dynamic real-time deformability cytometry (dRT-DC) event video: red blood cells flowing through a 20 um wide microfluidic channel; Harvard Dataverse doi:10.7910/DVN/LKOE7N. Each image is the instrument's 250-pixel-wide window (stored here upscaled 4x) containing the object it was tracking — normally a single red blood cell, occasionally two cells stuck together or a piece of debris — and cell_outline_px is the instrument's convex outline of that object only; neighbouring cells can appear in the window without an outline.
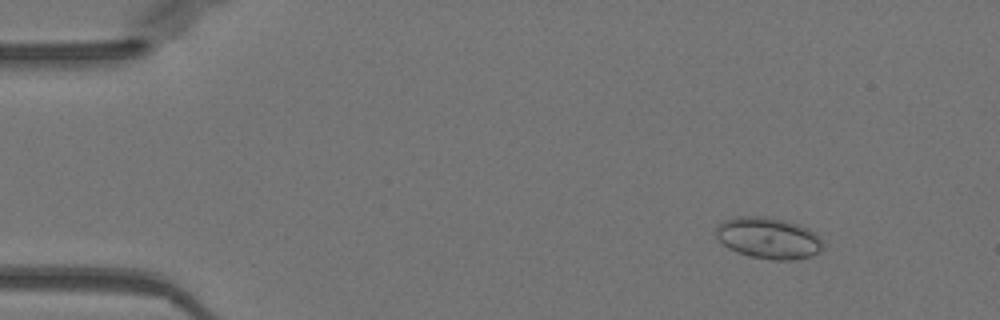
{"species": "Egyptian fruit bat (a non-hibernating species)", "species_latin": "Rousettus aegyptiacus", "temperature_condition": "warm", "stored_images_in_passage": 19, "camera_frame_rate_fps": 3000, "um_per_image_px": 0.085, "animal": {"sex": "female"}, "frame": {"image": 1, "passage_image": 1, "time_ms": 0.0, "image_size_px": [1000, 320], "cell_outline_px": [[820, 252], [812, 256], [792, 260], [772, 260], [752, 256], [736, 252], [728, 248], [716, 236], [716, 228], [724, 220], [736, 216], [764, 216], [784, 220], [800, 224], [808, 228], [820, 240]], "centroid_in_image_um": [65.29, 20.23], "position_along_channel_um": 19.7, "area_um2": 25.55}}
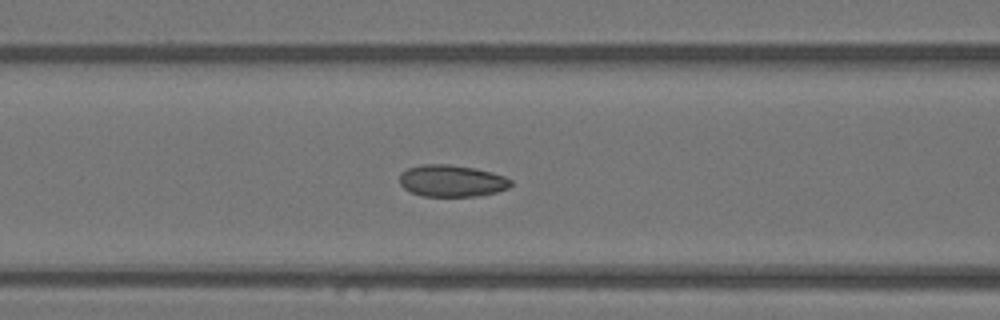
{"frame": {"image": 2, "passage_image": 16, "time_ms": 5.0, "image_size_px": [1000, 320], "cell_outline_px": [[512, 184], [508, 188], [496, 192], [480, 196], [420, 196], [404, 188], [400, 184], [400, 176], [408, 168], [420, 164], [448, 164], [476, 168], [492, 172], [504, 176], [512, 180]], "centroid_in_image_um": [38.42, 15.37], "position_along_channel_um": 128.2, "area_um2": 20.69}}
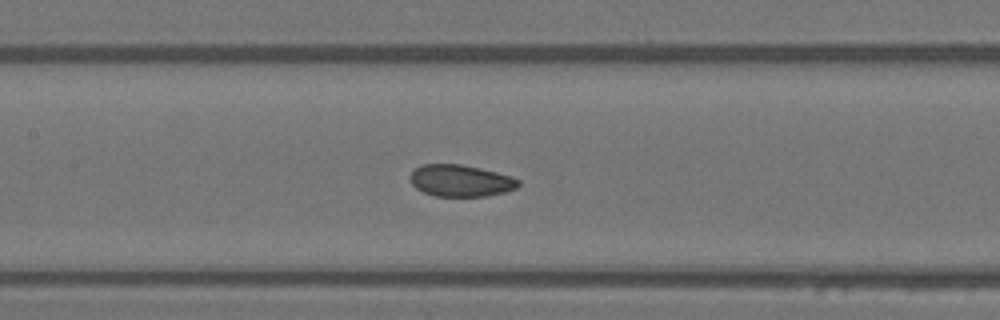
{"frame": {"image": 3, "passage_image": 19, "time_ms": 6.0, "image_size_px": [1000, 320], "cell_outline_px": [[520, 184], [516, 188], [504, 192], [488, 196], [436, 196], [424, 192], [416, 188], [412, 184], [408, 176], [420, 164], [460, 164], [480, 168], [512, 176], [520, 180]], "centroid_in_image_um": [39.15, 15.35], "position_along_channel_um": 168.3, "area_um2": 20.11}}